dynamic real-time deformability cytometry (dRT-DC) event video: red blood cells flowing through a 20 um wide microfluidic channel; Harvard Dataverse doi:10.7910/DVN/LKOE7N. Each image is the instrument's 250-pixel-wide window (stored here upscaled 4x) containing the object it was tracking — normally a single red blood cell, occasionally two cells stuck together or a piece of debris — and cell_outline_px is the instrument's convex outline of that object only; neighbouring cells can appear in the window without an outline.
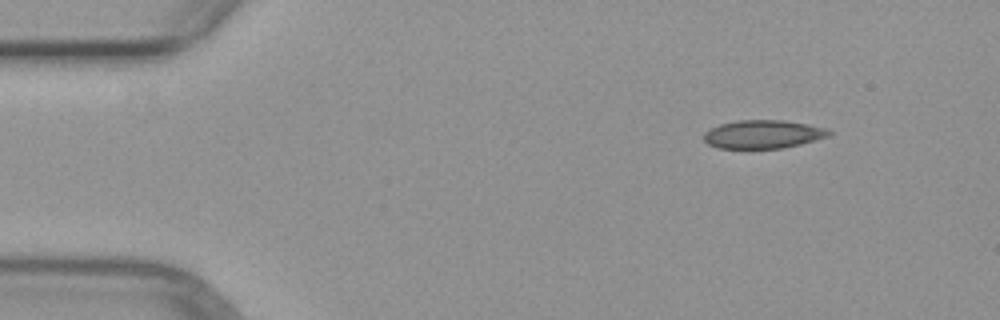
{"species": "common noctule bat (a hibernating species)", "species_latin": "Nyctalus noctula", "temperature_condition": "warm", "stored_images_in_passage": 4, "camera_frame_rate_fps": 3000, "um_per_image_px": 0.085, "animal": {"sex": "female", "body_mass_g": 29.2, "forearm_length_mm": 56.3}, "frame": {"image": 1, "passage_image": 1, "time_ms": 0.0, "image_size_px": [1000, 320], "cell_outline_px": [[832, 132], [828, 136], [800, 144], [780, 148], [716, 148], [708, 144], [704, 140], [704, 132], [720, 124], [736, 120], [784, 120], [808, 124], [828, 128]], "centroid_in_image_um": [64.85, 11.4], "position_along_channel_um": 20.1, "area_um2": 20.63}}
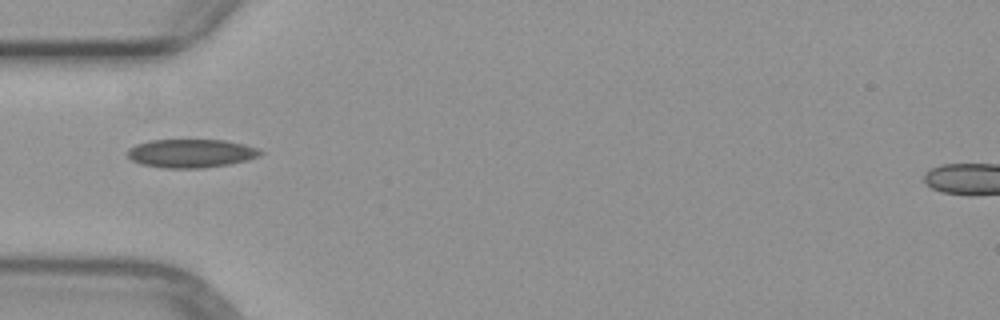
{"frame": {"image": 2, "passage_image": 4, "time_ms": 3.333, "image_size_px": [1000, 320], "cell_outline_px": [[264, 152], [260, 156], [248, 160], [228, 164], [200, 168], [164, 168], [140, 164], [132, 160], [128, 156], [128, 148], [136, 144], [148, 140], [224, 140], [244, 144], [256, 148]], "centroid_in_image_um": [16.23, 13.03], "position_along_channel_um": 68.8, "area_um2": 22.08}}